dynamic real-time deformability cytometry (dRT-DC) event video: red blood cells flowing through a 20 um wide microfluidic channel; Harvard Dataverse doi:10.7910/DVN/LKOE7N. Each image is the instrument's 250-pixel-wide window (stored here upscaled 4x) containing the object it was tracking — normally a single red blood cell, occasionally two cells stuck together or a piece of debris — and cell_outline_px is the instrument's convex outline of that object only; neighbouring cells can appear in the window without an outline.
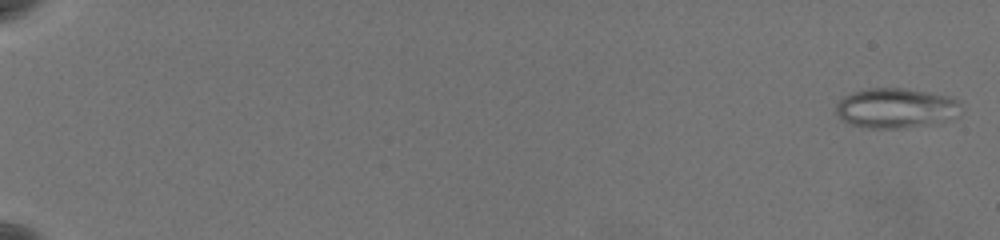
{"species": "common noctule bat (a hibernating species)", "species_latin": "Nyctalus noctula", "temperature_condition": "warm", "stored_images_in_passage": 62, "camera_frame_rate_fps": 3000, "um_per_image_px": 0.085, "animal": {"sex": "female", "body_mass_g": 19.5, "forearm_length_mm": 54.1}, "frame": {"image": 1, "passage_image": 2, "time_ms": 0.333, "image_size_px": [1000, 240], "cell_outline_px": [[960, 116], [952, 120], [900, 128], [868, 128], [848, 124], [840, 120], [836, 112], [836, 104], [844, 96], [852, 92], [868, 88], [904, 88], [928, 92], [948, 96], [960, 100]], "centroid_in_image_um": [76.15, 9.19], "position_along_channel_um": 8.8, "area_um2": 29.42}}
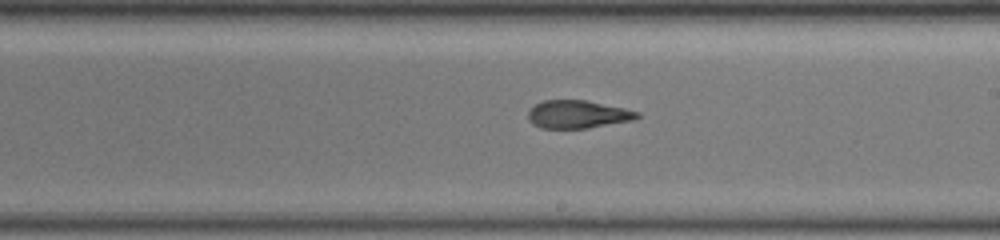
{"frame": {"image": 2, "passage_image": 40, "time_ms": 13.0, "image_size_px": [1000, 240], "cell_outline_px": [[640, 116], [636, 120], [588, 128], [540, 128], [532, 124], [528, 120], [528, 112], [536, 104], [544, 100], [584, 100], [624, 108], [640, 112]], "centroid_in_image_um": [49.13, 9.73], "position_along_channel_um": 239.9, "area_um2": 17.8}}
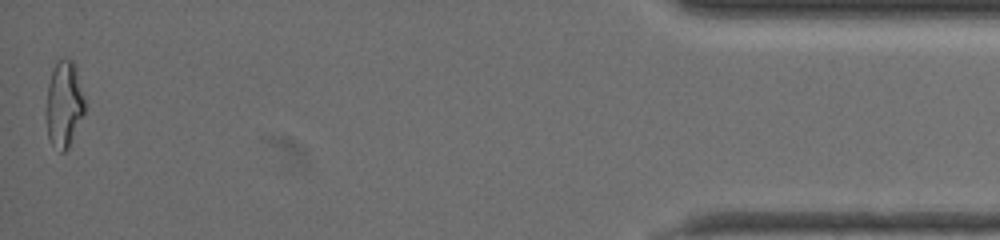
{"frame": {"image": 3, "passage_image": 62, "time_ms": 20.333, "image_size_px": [1000, 240], "cell_outline_px": [[84, 112], [68, 148], [64, 152], [60, 152], [52, 144], [48, 136], [48, 84], [52, 72], [56, 64], [60, 60], [72, 60], [76, 64], [84, 100]], "centroid_in_image_um": [5.47, 8.86], "position_along_channel_um": 429.7, "area_um2": 18.61}, "authors_computed_cell_mechanics": {"area_um2": 19.4208, "velocity_mm_per_s": 3.5978, "shape_relaxation_time_tau1_ms": null, "shape_relaxation_time_tau2_ms": 2.6635, "deformation_change_tau1": null, "deformation_change_tau2": 0.1218}}